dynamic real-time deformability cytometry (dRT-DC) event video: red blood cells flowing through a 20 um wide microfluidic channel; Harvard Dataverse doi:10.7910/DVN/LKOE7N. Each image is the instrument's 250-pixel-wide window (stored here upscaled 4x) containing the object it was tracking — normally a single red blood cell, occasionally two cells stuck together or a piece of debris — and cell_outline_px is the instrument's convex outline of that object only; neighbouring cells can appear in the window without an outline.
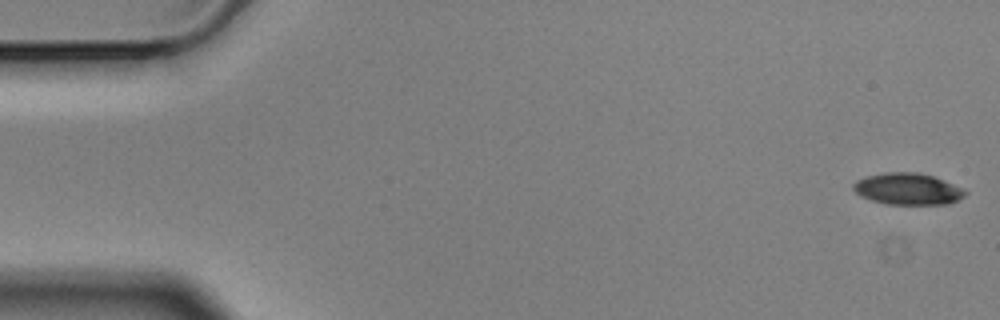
{"species": "Egyptian fruit bat (a non-hibernating species)", "species_latin": "Rousettus aegyptiacus", "temperature_condition": "cold", "stored_images_in_passage": 6, "camera_frame_rate_fps": 3000, "um_per_image_px": 0.085, "animal": {"sex": "male"}, "frame": {"image": 1, "passage_image": 1, "time_ms": 0.0, "image_size_px": [1000, 320], "cell_outline_px": [[968, 192], [964, 196], [948, 204], [888, 204], [872, 200], [860, 196], [852, 188], [852, 184], [856, 180], [868, 176], [884, 172], [920, 172], [932, 176], [964, 188]], "centroid_in_image_um": [77.15, 16.05], "position_along_channel_um": 7.8, "area_um2": 20.58}}
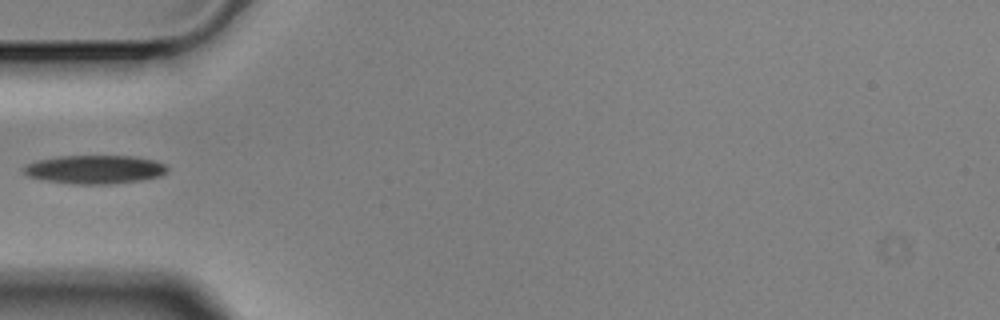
{"frame": {"image": 2, "passage_image": 5, "time_ms": 1.333, "image_size_px": [1000, 320], "cell_outline_px": [[168, 172], [160, 176], [140, 180], [108, 184], [72, 184], [48, 180], [28, 176], [20, 168], [36, 160], [56, 156], [132, 156], [156, 160], [164, 164], [168, 168]], "centroid_in_image_um": [8.06, 14.39], "position_along_channel_um": 76.9, "area_um2": 23.93}}
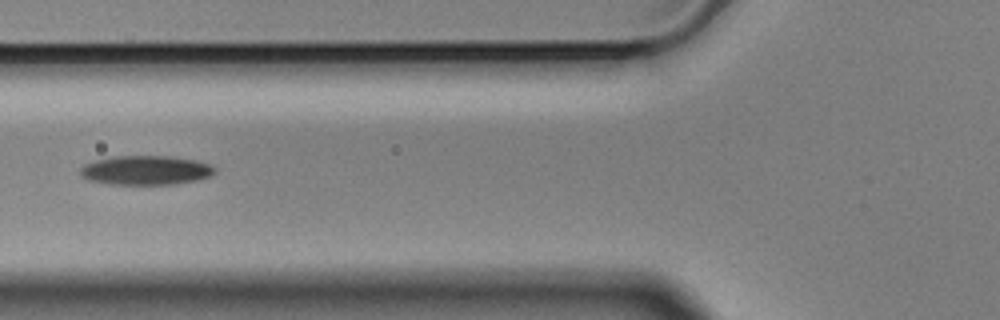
{"frame": {"image": 3, "passage_image": 6, "time_ms": 1.667, "image_size_px": [1000, 320], "cell_outline_px": [[216, 172], [208, 176], [196, 180], [176, 184], [108, 184], [88, 180], [80, 176], [80, 168], [84, 164], [96, 160], [116, 156], [168, 156], [196, 160], [208, 164], [216, 168]], "centroid_in_image_um": [12.36, 14.47], "position_along_channel_um": 113.4, "area_um2": 22.89}}